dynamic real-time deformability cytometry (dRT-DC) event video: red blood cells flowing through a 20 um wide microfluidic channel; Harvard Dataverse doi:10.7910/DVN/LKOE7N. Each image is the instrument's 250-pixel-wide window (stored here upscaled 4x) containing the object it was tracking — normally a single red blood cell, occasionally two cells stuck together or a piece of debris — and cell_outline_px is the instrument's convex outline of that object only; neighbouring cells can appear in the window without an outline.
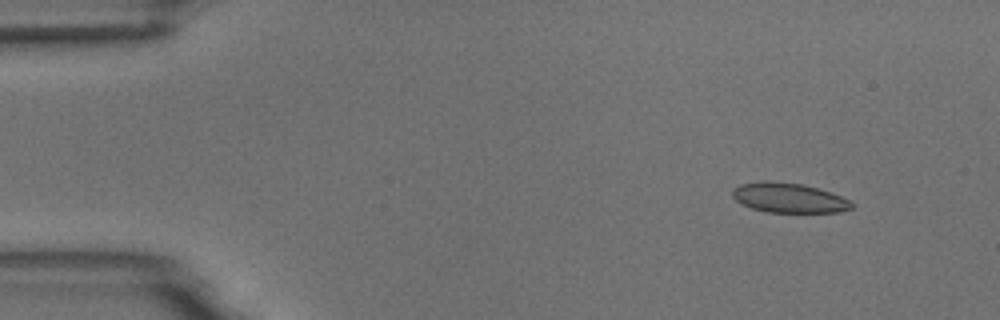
{"species": "common noctule bat (a hibernating species)", "species_latin": "Nyctalus noctula", "temperature_condition": "room temperature", "stored_images_in_passage": 4, "camera_frame_rate_fps": 3000, "um_per_image_px": 0.085, "animal": {"sex": "male", "body_mass_g": 18.8}, "frame": {"image": 1, "passage_image": 1, "time_ms": 0.0, "image_size_px": [1000, 320], "cell_outline_px": [[856, 204], [852, 208], [840, 212], [768, 212], [752, 208], [740, 204], [732, 196], [732, 188], [740, 184], [764, 180], [768, 180], [800, 184], [816, 188], [840, 196]], "centroid_in_image_um": [67.01, 16.81], "position_along_channel_um": 18.0, "area_um2": 20.63}}